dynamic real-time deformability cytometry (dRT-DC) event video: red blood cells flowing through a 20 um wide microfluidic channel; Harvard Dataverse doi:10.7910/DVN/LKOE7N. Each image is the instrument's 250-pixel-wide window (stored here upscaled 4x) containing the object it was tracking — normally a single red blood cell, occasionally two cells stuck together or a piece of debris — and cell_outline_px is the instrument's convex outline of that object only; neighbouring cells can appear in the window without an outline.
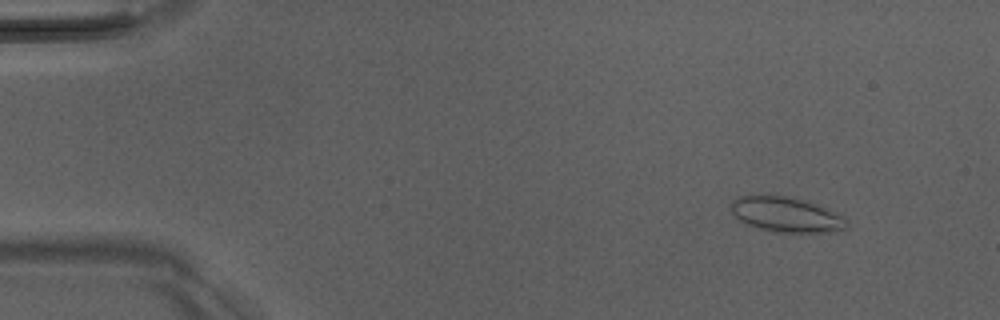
{"species": "Egyptian fruit bat (a non-hibernating species)", "species_latin": "Rousettus aegyptiacus", "temperature_condition": "room temperature", "stored_images_in_passage": 52, "camera_frame_rate_fps": 3000, "um_per_image_px": 0.085, "animal": {"sex": "male"}, "frame": {"image": 1, "passage_image": 6, "time_ms": 1.667, "image_size_px": [1000, 320], "cell_outline_px": [[848, 228], [828, 232], [772, 232], [748, 224], [740, 220], [732, 212], [732, 204], [740, 196], [784, 196], [804, 200], [828, 208], [844, 216], [848, 220]], "centroid_in_image_um": [66.92, 18.26], "position_along_channel_um": 18.1, "area_um2": 23.29}}
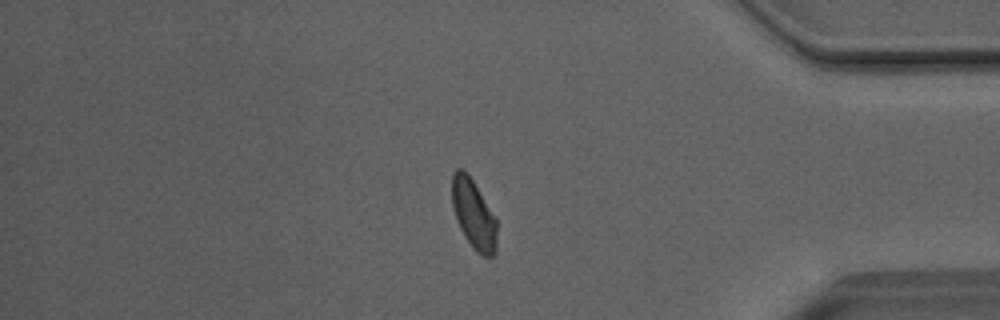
{"frame": {"image": 2, "passage_image": 44, "time_ms": 14.333, "image_size_px": [1000, 320], "cell_outline_px": [[496, 252], [492, 256], [480, 256], [472, 248], [464, 236], [456, 220], [452, 208], [452, 172], [456, 168], [464, 168], [468, 172], [496, 216]], "centroid_in_image_um": [40.25, 18.18], "position_along_channel_um": 395.0, "area_um2": 18.67}}
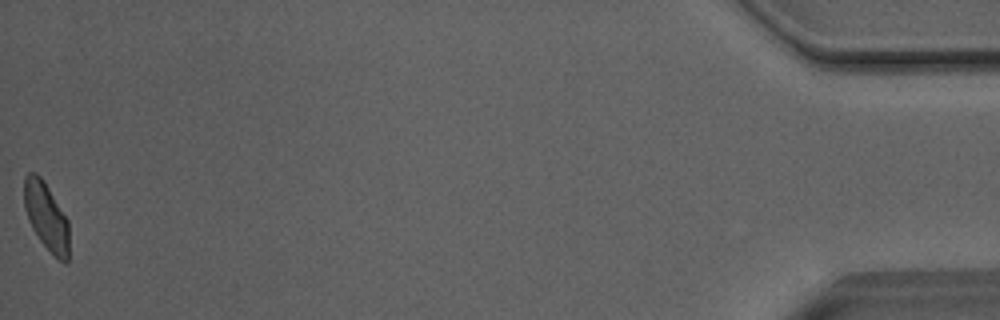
{"frame": {"image": 3, "passage_image": 52, "time_ms": 17.0, "image_size_px": [1000, 320], "cell_outline_px": [[68, 260], [64, 264], [40, 240], [32, 228], [28, 220], [24, 208], [24, 176], [28, 172], [36, 172], [40, 176], [48, 188], [68, 220]], "centroid_in_image_um": [3.91, 18.36], "position_along_channel_um": 431.3, "area_um2": 17.46}, "authors_computed_cell_mechanics": {"area_um2": 18.9006, "velocity_mm_per_s": 4.0245, "shape_relaxation_time_tau1_ms": 4.2974, "shape_relaxation_time_tau2_ms": 1.0112, "deformation_change_tau1": 0.0943, "deformation_change_tau2": 0.0516}}